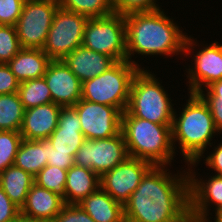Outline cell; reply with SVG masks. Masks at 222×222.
<instances>
[{"label": "cell", "instance_id": "603a6c76", "mask_svg": "<svg viewBox=\"0 0 222 222\" xmlns=\"http://www.w3.org/2000/svg\"><path fill=\"white\" fill-rule=\"evenodd\" d=\"M33 184L34 176L15 165L0 173V187L20 210Z\"/></svg>", "mask_w": 222, "mask_h": 222}, {"label": "cell", "instance_id": "6da1fadb", "mask_svg": "<svg viewBox=\"0 0 222 222\" xmlns=\"http://www.w3.org/2000/svg\"><path fill=\"white\" fill-rule=\"evenodd\" d=\"M164 168L152 166L142 177L123 206L125 222H191L188 174L171 177Z\"/></svg>", "mask_w": 222, "mask_h": 222}, {"label": "cell", "instance_id": "44dd1931", "mask_svg": "<svg viewBox=\"0 0 222 222\" xmlns=\"http://www.w3.org/2000/svg\"><path fill=\"white\" fill-rule=\"evenodd\" d=\"M81 206L95 222H125L123 205L99 187L84 198Z\"/></svg>", "mask_w": 222, "mask_h": 222}, {"label": "cell", "instance_id": "9c48e42d", "mask_svg": "<svg viewBox=\"0 0 222 222\" xmlns=\"http://www.w3.org/2000/svg\"><path fill=\"white\" fill-rule=\"evenodd\" d=\"M59 0H25L15 25L22 48L43 49Z\"/></svg>", "mask_w": 222, "mask_h": 222}, {"label": "cell", "instance_id": "d6986e66", "mask_svg": "<svg viewBox=\"0 0 222 222\" xmlns=\"http://www.w3.org/2000/svg\"><path fill=\"white\" fill-rule=\"evenodd\" d=\"M64 205L62 197L34 183L20 212L32 218L52 222Z\"/></svg>", "mask_w": 222, "mask_h": 222}, {"label": "cell", "instance_id": "ac0fdd59", "mask_svg": "<svg viewBox=\"0 0 222 222\" xmlns=\"http://www.w3.org/2000/svg\"><path fill=\"white\" fill-rule=\"evenodd\" d=\"M63 61L82 83L99 76L115 63L110 56L83 46L77 47Z\"/></svg>", "mask_w": 222, "mask_h": 222}, {"label": "cell", "instance_id": "d6a6232c", "mask_svg": "<svg viewBox=\"0 0 222 222\" xmlns=\"http://www.w3.org/2000/svg\"><path fill=\"white\" fill-rule=\"evenodd\" d=\"M25 0H0V25L15 26Z\"/></svg>", "mask_w": 222, "mask_h": 222}, {"label": "cell", "instance_id": "3957f363", "mask_svg": "<svg viewBox=\"0 0 222 222\" xmlns=\"http://www.w3.org/2000/svg\"><path fill=\"white\" fill-rule=\"evenodd\" d=\"M171 127L134 117L125 110L121 117V132L129 157L166 167L175 151Z\"/></svg>", "mask_w": 222, "mask_h": 222}, {"label": "cell", "instance_id": "f35d334b", "mask_svg": "<svg viewBox=\"0 0 222 222\" xmlns=\"http://www.w3.org/2000/svg\"><path fill=\"white\" fill-rule=\"evenodd\" d=\"M13 222H47V221L38 218H32L20 212Z\"/></svg>", "mask_w": 222, "mask_h": 222}, {"label": "cell", "instance_id": "4316f807", "mask_svg": "<svg viewBox=\"0 0 222 222\" xmlns=\"http://www.w3.org/2000/svg\"><path fill=\"white\" fill-rule=\"evenodd\" d=\"M59 6L89 18L105 17L114 13L112 0H59Z\"/></svg>", "mask_w": 222, "mask_h": 222}, {"label": "cell", "instance_id": "5b68a950", "mask_svg": "<svg viewBox=\"0 0 222 222\" xmlns=\"http://www.w3.org/2000/svg\"><path fill=\"white\" fill-rule=\"evenodd\" d=\"M140 68L133 63L116 61L105 72L82 83L81 99L118 108L127 109L131 84Z\"/></svg>", "mask_w": 222, "mask_h": 222}, {"label": "cell", "instance_id": "e575fe53", "mask_svg": "<svg viewBox=\"0 0 222 222\" xmlns=\"http://www.w3.org/2000/svg\"><path fill=\"white\" fill-rule=\"evenodd\" d=\"M19 84L9 65L0 63V95L18 92Z\"/></svg>", "mask_w": 222, "mask_h": 222}, {"label": "cell", "instance_id": "f546056e", "mask_svg": "<svg viewBox=\"0 0 222 222\" xmlns=\"http://www.w3.org/2000/svg\"><path fill=\"white\" fill-rule=\"evenodd\" d=\"M21 49L15 26L0 25V63L7 64Z\"/></svg>", "mask_w": 222, "mask_h": 222}, {"label": "cell", "instance_id": "d4e9b609", "mask_svg": "<svg viewBox=\"0 0 222 222\" xmlns=\"http://www.w3.org/2000/svg\"><path fill=\"white\" fill-rule=\"evenodd\" d=\"M24 107L17 92L0 95V130L20 132Z\"/></svg>", "mask_w": 222, "mask_h": 222}, {"label": "cell", "instance_id": "30bf717a", "mask_svg": "<svg viewBox=\"0 0 222 222\" xmlns=\"http://www.w3.org/2000/svg\"><path fill=\"white\" fill-rule=\"evenodd\" d=\"M129 157L123 133L97 140H85L74 156V164L94 171L99 177Z\"/></svg>", "mask_w": 222, "mask_h": 222}, {"label": "cell", "instance_id": "7c38bea8", "mask_svg": "<svg viewBox=\"0 0 222 222\" xmlns=\"http://www.w3.org/2000/svg\"><path fill=\"white\" fill-rule=\"evenodd\" d=\"M152 166L147 161L128 157L100 177V187L124 206Z\"/></svg>", "mask_w": 222, "mask_h": 222}, {"label": "cell", "instance_id": "8fae6325", "mask_svg": "<svg viewBox=\"0 0 222 222\" xmlns=\"http://www.w3.org/2000/svg\"><path fill=\"white\" fill-rule=\"evenodd\" d=\"M73 107L77 111L85 139H106L121 132L122 112L118 108L84 99H80Z\"/></svg>", "mask_w": 222, "mask_h": 222}, {"label": "cell", "instance_id": "277c9868", "mask_svg": "<svg viewBox=\"0 0 222 222\" xmlns=\"http://www.w3.org/2000/svg\"><path fill=\"white\" fill-rule=\"evenodd\" d=\"M173 115L171 127L172 144L179 140L184 159L195 165L203 155L211 138L218 130L215 128L210 109L203 98L196 93H190L188 103L180 114Z\"/></svg>", "mask_w": 222, "mask_h": 222}, {"label": "cell", "instance_id": "836d02e7", "mask_svg": "<svg viewBox=\"0 0 222 222\" xmlns=\"http://www.w3.org/2000/svg\"><path fill=\"white\" fill-rule=\"evenodd\" d=\"M52 222H95L78 204H65Z\"/></svg>", "mask_w": 222, "mask_h": 222}, {"label": "cell", "instance_id": "ba28073f", "mask_svg": "<svg viewBox=\"0 0 222 222\" xmlns=\"http://www.w3.org/2000/svg\"><path fill=\"white\" fill-rule=\"evenodd\" d=\"M89 17L64 10H56L49 29L44 48L51 60H63L77 47L82 46L85 26Z\"/></svg>", "mask_w": 222, "mask_h": 222}, {"label": "cell", "instance_id": "4dcf8cb0", "mask_svg": "<svg viewBox=\"0 0 222 222\" xmlns=\"http://www.w3.org/2000/svg\"><path fill=\"white\" fill-rule=\"evenodd\" d=\"M207 95L198 93L207 103L213 117L215 128L222 132V79L207 87Z\"/></svg>", "mask_w": 222, "mask_h": 222}, {"label": "cell", "instance_id": "e0dca14e", "mask_svg": "<svg viewBox=\"0 0 222 222\" xmlns=\"http://www.w3.org/2000/svg\"><path fill=\"white\" fill-rule=\"evenodd\" d=\"M62 106L50 102L25 109L20 134L27 140H46L56 129Z\"/></svg>", "mask_w": 222, "mask_h": 222}, {"label": "cell", "instance_id": "484cf974", "mask_svg": "<svg viewBox=\"0 0 222 222\" xmlns=\"http://www.w3.org/2000/svg\"><path fill=\"white\" fill-rule=\"evenodd\" d=\"M17 93L24 109L52 102L51 93L44 77L20 82Z\"/></svg>", "mask_w": 222, "mask_h": 222}, {"label": "cell", "instance_id": "8992f818", "mask_svg": "<svg viewBox=\"0 0 222 222\" xmlns=\"http://www.w3.org/2000/svg\"><path fill=\"white\" fill-rule=\"evenodd\" d=\"M158 79L140 69L134 76L127 111L134 117L172 126L173 107Z\"/></svg>", "mask_w": 222, "mask_h": 222}, {"label": "cell", "instance_id": "1f68e13d", "mask_svg": "<svg viewBox=\"0 0 222 222\" xmlns=\"http://www.w3.org/2000/svg\"><path fill=\"white\" fill-rule=\"evenodd\" d=\"M155 0H112L114 13L128 14L131 12L154 11L160 9Z\"/></svg>", "mask_w": 222, "mask_h": 222}, {"label": "cell", "instance_id": "ffe728a7", "mask_svg": "<svg viewBox=\"0 0 222 222\" xmlns=\"http://www.w3.org/2000/svg\"><path fill=\"white\" fill-rule=\"evenodd\" d=\"M51 59L42 49L22 48L7 64L19 82L41 78Z\"/></svg>", "mask_w": 222, "mask_h": 222}, {"label": "cell", "instance_id": "ab89813d", "mask_svg": "<svg viewBox=\"0 0 222 222\" xmlns=\"http://www.w3.org/2000/svg\"><path fill=\"white\" fill-rule=\"evenodd\" d=\"M216 220L215 222H222V208H219L218 210H216Z\"/></svg>", "mask_w": 222, "mask_h": 222}, {"label": "cell", "instance_id": "f1b7e54d", "mask_svg": "<svg viewBox=\"0 0 222 222\" xmlns=\"http://www.w3.org/2000/svg\"><path fill=\"white\" fill-rule=\"evenodd\" d=\"M22 140L20 132L0 130V173L14 165Z\"/></svg>", "mask_w": 222, "mask_h": 222}, {"label": "cell", "instance_id": "52a82bcc", "mask_svg": "<svg viewBox=\"0 0 222 222\" xmlns=\"http://www.w3.org/2000/svg\"><path fill=\"white\" fill-rule=\"evenodd\" d=\"M82 46L110 56L115 62L127 60L126 25L123 14L89 18Z\"/></svg>", "mask_w": 222, "mask_h": 222}, {"label": "cell", "instance_id": "8d00e7d4", "mask_svg": "<svg viewBox=\"0 0 222 222\" xmlns=\"http://www.w3.org/2000/svg\"><path fill=\"white\" fill-rule=\"evenodd\" d=\"M47 165L57 166L61 169L68 170L74 165V156L68 153L54 152V148L48 141V161Z\"/></svg>", "mask_w": 222, "mask_h": 222}, {"label": "cell", "instance_id": "7402d4cb", "mask_svg": "<svg viewBox=\"0 0 222 222\" xmlns=\"http://www.w3.org/2000/svg\"><path fill=\"white\" fill-rule=\"evenodd\" d=\"M100 187V177L91 169L72 165L67 170L65 204H78Z\"/></svg>", "mask_w": 222, "mask_h": 222}, {"label": "cell", "instance_id": "d590c367", "mask_svg": "<svg viewBox=\"0 0 222 222\" xmlns=\"http://www.w3.org/2000/svg\"><path fill=\"white\" fill-rule=\"evenodd\" d=\"M19 213L20 209L0 187V222H13Z\"/></svg>", "mask_w": 222, "mask_h": 222}, {"label": "cell", "instance_id": "4fadbf2b", "mask_svg": "<svg viewBox=\"0 0 222 222\" xmlns=\"http://www.w3.org/2000/svg\"><path fill=\"white\" fill-rule=\"evenodd\" d=\"M43 77L53 103L68 107L74 106L81 99L82 82L63 60H51Z\"/></svg>", "mask_w": 222, "mask_h": 222}, {"label": "cell", "instance_id": "5bb4252c", "mask_svg": "<svg viewBox=\"0 0 222 222\" xmlns=\"http://www.w3.org/2000/svg\"><path fill=\"white\" fill-rule=\"evenodd\" d=\"M187 174L191 222H208L206 217L208 216L209 202L216 204L215 210L222 208V176L215 175L205 184L203 181H197L198 179H195V175L193 176L191 171Z\"/></svg>", "mask_w": 222, "mask_h": 222}, {"label": "cell", "instance_id": "83f0119b", "mask_svg": "<svg viewBox=\"0 0 222 222\" xmlns=\"http://www.w3.org/2000/svg\"><path fill=\"white\" fill-rule=\"evenodd\" d=\"M66 176L67 170L57 166L46 165L34 177V183L59 195L63 198L65 203Z\"/></svg>", "mask_w": 222, "mask_h": 222}, {"label": "cell", "instance_id": "9a60e30c", "mask_svg": "<svg viewBox=\"0 0 222 222\" xmlns=\"http://www.w3.org/2000/svg\"><path fill=\"white\" fill-rule=\"evenodd\" d=\"M195 69H188L189 93L204 92L202 85L207 88L213 82L222 79V45L216 42L197 52L194 58Z\"/></svg>", "mask_w": 222, "mask_h": 222}, {"label": "cell", "instance_id": "7a4b0ae2", "mask_svg": "<svg viewBox=\"0 0 222 222\" xmlns=\"http://www.w3.org/2000/svg\"><path fill=\"white\" fill-rule=\"evenodd\" d=\"M126 25L127 61L134 52L142 55H171L189 53L193 40L186 37L179 27L160 9L154 11L131 12L124 15ZM131 60V61H130Z\"/></svg>", "mask_w": 222, "mask_h": 222}, {"label": "cell", "instance_id": "cb8c5ba5", "mask_svg": "<svg viewBox=\"0 0 222 222\" xmlns=\"http://www.w3.org/2000/svg\"><path fill=\"white\" fill-rule=\"evenodd\" d=\"M48 161V140L23 139L14 161V165L36 176Z\"/></svg>", "mask_w": 222, "mask_h": 222}, {"label": "cell", "instance_id": "2e32d148", "mask_svg": "<svg viewBox=\"0 0 222 222\" xmlns=\"http://www.w3.org/2000/svg\"><path fill=\"white\" fill-rule=\"evenodd\" d=\"M47 140L54 148V152L75 156L86 139L82 134L80 120L73 106L61 108L57 127Z\"/></svg>", "mask_w": 222, "mask_h": 222}, {"label": "cell", "instance_id": "74e56055", "mask_svg": "<svg viewBox=\"0 0 222 222\" xmlns=\"http://www.w3.org/2000/svg\"><path fill=\"white\" fill-rule=\"evenodd\" d=\"M205 161L207 166L213 168L218 173V176H222V143L215 148V151Z\"/></svg>", "mask_w": 222, "mask_h": 222}]
</instances>
